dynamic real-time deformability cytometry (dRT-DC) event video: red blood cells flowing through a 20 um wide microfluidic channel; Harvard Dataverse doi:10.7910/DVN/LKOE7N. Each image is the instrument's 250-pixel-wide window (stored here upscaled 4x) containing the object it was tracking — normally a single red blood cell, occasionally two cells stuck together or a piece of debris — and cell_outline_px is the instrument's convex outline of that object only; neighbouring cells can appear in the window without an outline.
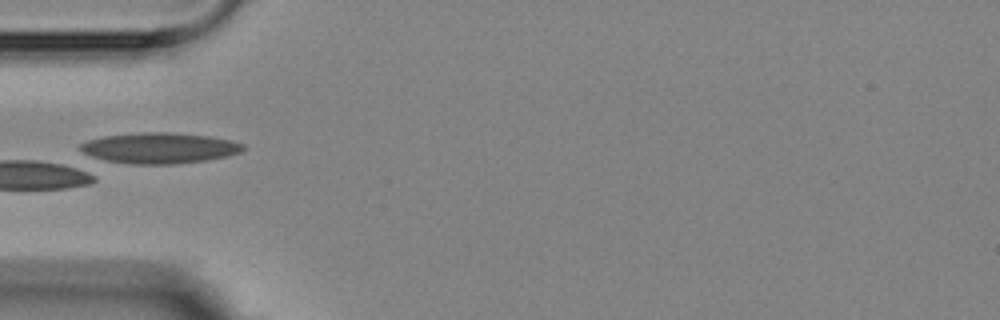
{"species": "Egyptian fruit bat (a non-hibernating species)", "species_latin": "Rousettus aegyptiacus", "temperature_condition": "room temperature", "stored_images_in_passage": 2, "camera_frame_rate_fps": 3000, "um_per_image_px": 0.085, "animal": {"sex": "female"}, "frame": {"image": 1, "passage_image": 1, "time_ms": 0.0, "image_size_px": [1000, 320], "cell_outline_px": [[244, 148], [240, 152], [224, 156], [204, 160], [176, 164], [132, 164], [92, 160], [80, 148], [80, 144], [88, 140], [104, 136], [140, 132], [168, 132], [208, 136], [232, 140], [244, 144]], "centroid_in_image_um": [13.47, 12.59], "position_along_channel_um": 71.5, "area_um2": 29.36}}